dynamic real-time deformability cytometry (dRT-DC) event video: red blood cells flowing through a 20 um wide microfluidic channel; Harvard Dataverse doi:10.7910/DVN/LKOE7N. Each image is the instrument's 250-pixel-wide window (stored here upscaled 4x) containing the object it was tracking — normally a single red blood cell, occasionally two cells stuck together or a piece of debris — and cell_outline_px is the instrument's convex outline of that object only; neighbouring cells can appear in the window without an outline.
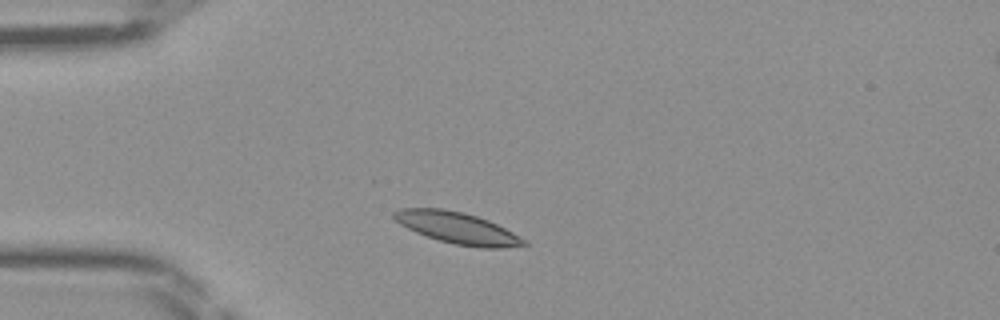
{"species": "Egyptian fruit bat (a non-hibernating species)", "species_latin": "Rousettus aegyptiacus", "temperature_condition": "room temperature", "stored_images_in_passage": 36, "camera_frame_rate_fps": 3000, "um_per_image_px": 0.085, "frame": {"image": 1, "passage_image": 1, "time_ms": 0.0, "image_size_px": [1000, 320], "cell_outline_px": [[528, 244], [504, 248], [480, 248], [456, 244], [440, 240], [416, 232], [400, 224], [392, 216], [392, 212], [400, 208], [444, 208], [464, 212], [488, 220], [512, 232], [524, 240]], "centroid_in_image_um": [38.85, 19.36], "position_along_channel_um": 46.2, "area_um2": 23.58}}
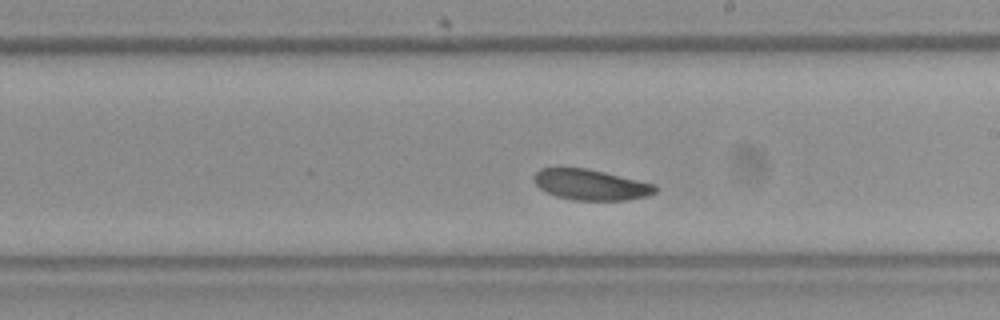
{"frame": {"image": 2, "passage_image": 16, "time_ms": 5.0, "image_size_px": [1000, 320], "cell_outline_px": [[660, 188], [656, 192], [648, 196], [628, 200], [576, 200], [556, 196], [540, 188], [532, 180], [532, 176], [540, 168], [584, 168], [604, 172], [656, 184]], "centroid_in_image_um": [50.25, 15.7], "position_along_channel_um": 238.8, "area_um2": 21.73}}
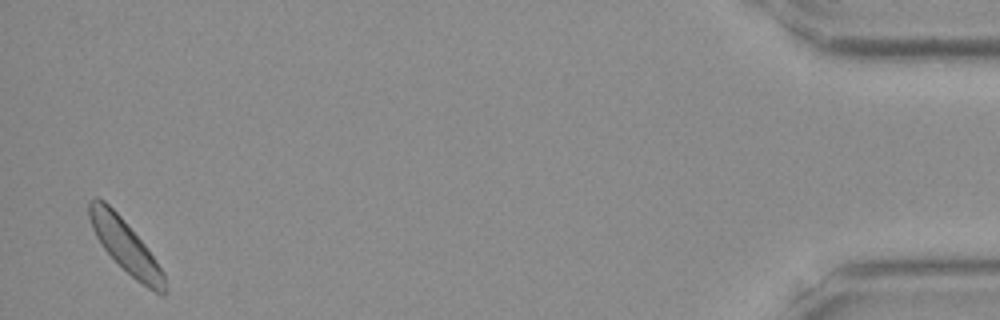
{"frame": {"image": 3, "passage_image": 35, "time_ms": 11.333, "image_size_px": [1000, 320], "cell_outline_px": [[168, 292], [164, 296], [148, 288], [136, 280], [100, 244], [92, 228], [88, 216], [88, 200], [96, 196], [104, 200], [124, 220], [144, 244], [164, 272]], "centroid_in_image_um": [10.66, 20.9], "position_along_channel_um": 424.5, "area_um2": 22.89}}